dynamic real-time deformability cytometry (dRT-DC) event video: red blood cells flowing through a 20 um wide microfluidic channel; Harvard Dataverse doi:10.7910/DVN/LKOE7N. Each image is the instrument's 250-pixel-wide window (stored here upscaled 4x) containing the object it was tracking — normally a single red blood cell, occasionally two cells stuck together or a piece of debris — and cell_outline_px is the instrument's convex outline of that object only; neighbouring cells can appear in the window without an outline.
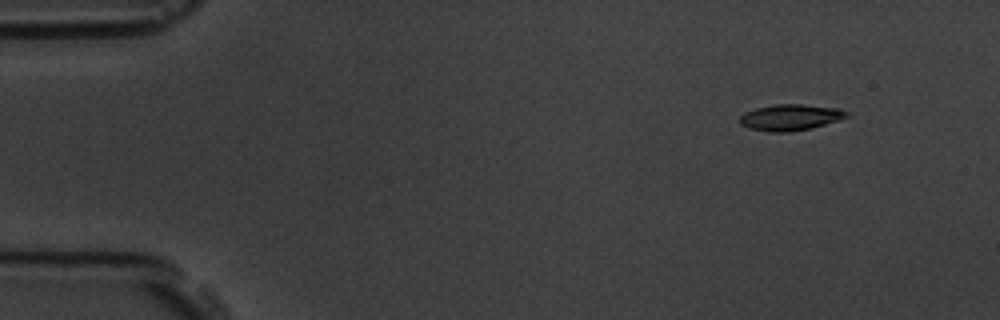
{"species": "common noctule bat (a hibernating species)", "species_latin": "Nyctalus noctula", "temperature_condition": "room temperature", "stored_images_in_passage": 4, "camera_frame_rate_fps": 3000, "um_per_image_px": 0.085, "animal": {"sex": "male", "body_mass_g": 19.5, "forearm_length_mm": 54.6}, "frame": {"image": 1, "passage_image": 1, "time_ms": 0.0, "image_size_px": [1000, 320], "cell_outline_px": [[848, 116], [812, 128], [788, 132], [772, 132], [752, 128], [740, 124], [740, 116], [744, 112], [756, 108], [776, 104], [800, 104], [840, 108], [848, 112]], "centroid_in_image_um": [67.17, 9.96], "position_along_channel_um": 17.8, "area_um2": 16.07}}
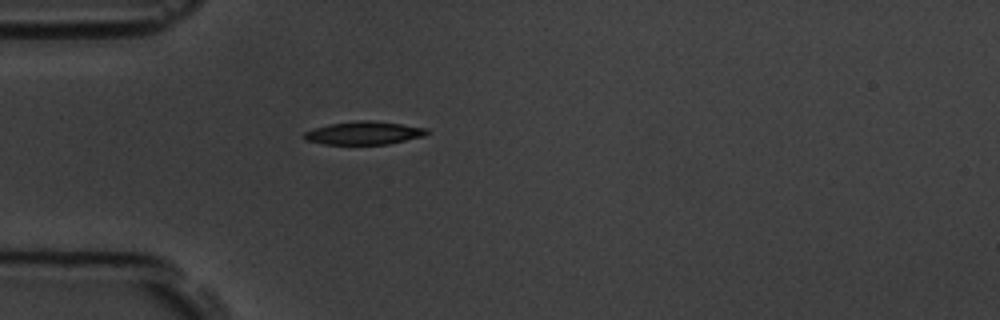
{"frame": {"image": 2, "passage_image": 4, "time_ms": 3.333, "image_size_px": [1000, 320], "cell_outline_px": [[428, 132], [424, 136], [388, 144], [324, 144], [304, 140], [304, 132], [312, 128], [328, 124], [356, 120], [368, 120], [400, 124], [428, 128]], "centroid_in_image_um": [30.89, 11.3], "position_along_channel_um": 54.1, "area_um2": 16.53}}